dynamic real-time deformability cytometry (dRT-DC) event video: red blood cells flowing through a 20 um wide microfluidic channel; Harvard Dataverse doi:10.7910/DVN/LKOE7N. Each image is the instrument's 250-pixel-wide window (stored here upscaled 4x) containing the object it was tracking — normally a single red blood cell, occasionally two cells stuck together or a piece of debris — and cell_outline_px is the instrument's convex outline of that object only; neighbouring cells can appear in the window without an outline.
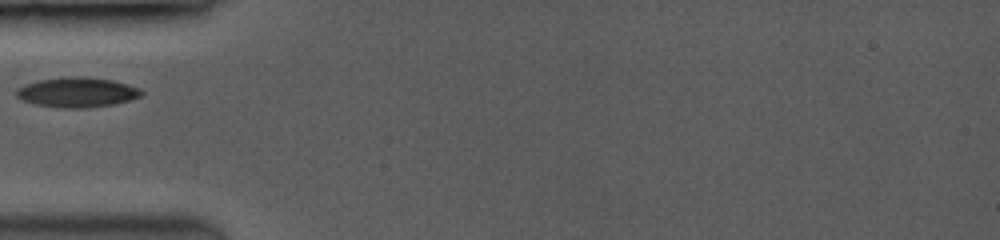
{"species": "common noctule bat (a hibernating species)", "species_latin": "Nyctalus noctula", "temperature_condition": "room temperature", "stored_images_in_passage": 48, "camera_frame_rate_fps": 3500, "um_per_image_px": 0.085, "animal": {"sex": "female", "body_mass_g": 19.0, "forearm_length_mm": 53.3}, "frame": {"image": 1, "passage_image": 1, "time_ms": 0.0, "image_size_px": [1000, 240], "cell_outline_px": [[144, 92], [140, 96], [128, 100], [112, 104], [84, 108], [64, 108], [36, 104], [24, 100], [16, 96], [16, 88], [40, 80], [64, 76], [84, 76], [112, 80], [128, 84]], "centroid_in_image_um": [6.54, 7.83], "position_along_channel_um": 78.5, "area_um2": 21.5}}
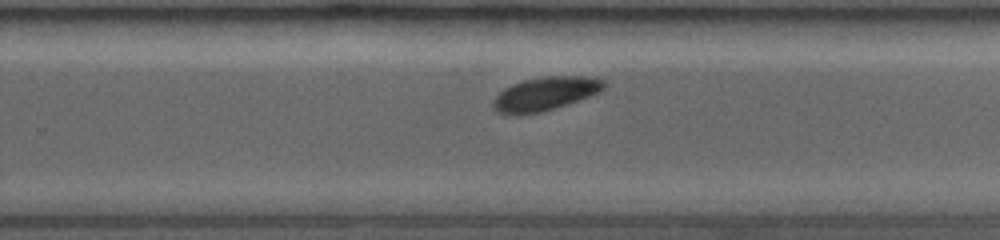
{"frame": {"image": 2, "passage_image": 30, "time_ms": 5.143, "image_size_px": [1000, 240], "cell_outline_px": [[608, 84], [604, 88], [588, 96], [540, 112], [496, 112], [492, 104], [496, 96], [500, 92], [512, 84], [524, 80], [548, 76], [580, 76], [604, 80]], "centroid_in_image_um": [46.36, 7.92], "position_along_channel_um": 283.4, "area_um2": 20.58}}
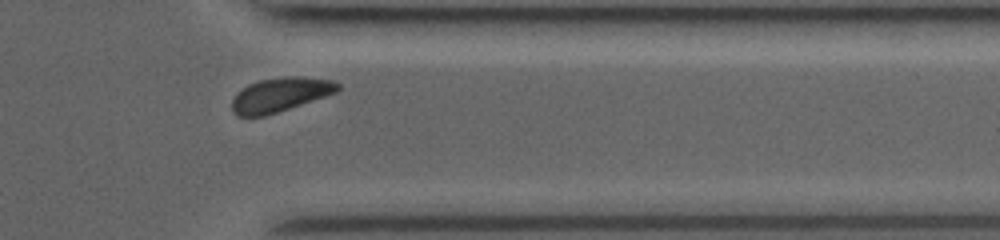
{"frame": {"image": 3, "passage_image": 43, "time_ms": 7.714, "image_size_px": [1000, 240], "cell_outline_px": [[340, 88], [336, 92], [264, 116], [236, 116], [232, 112], [232, 100], [236, 92], [248, 84], [260, 80], [292, 76], [332, 80], [340, 84]], "centroid_in_image_um": [23.76, 8.05], "position_along_channel_um": 387.6, "area_um2": 20.63}}